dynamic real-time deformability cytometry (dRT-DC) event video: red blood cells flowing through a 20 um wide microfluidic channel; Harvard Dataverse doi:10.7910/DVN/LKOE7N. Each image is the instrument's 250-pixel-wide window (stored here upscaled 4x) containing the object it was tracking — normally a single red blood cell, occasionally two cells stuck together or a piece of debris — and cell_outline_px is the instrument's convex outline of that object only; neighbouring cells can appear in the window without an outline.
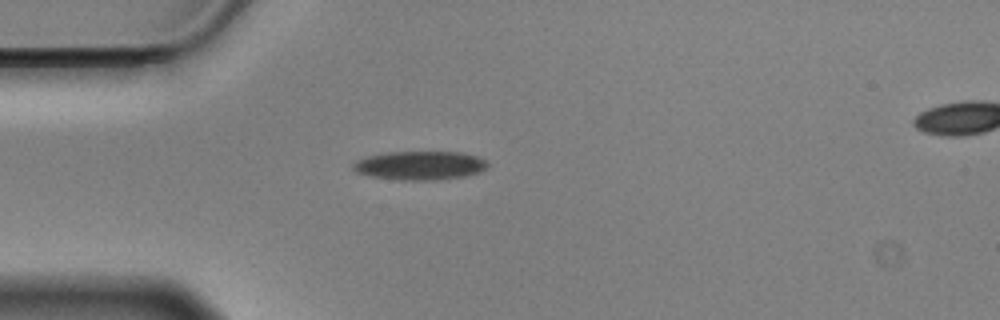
{"species": "Egyptian fruit bat (a non-hibernating species)", "species_latin": "Rousettus aegyptiacus", "temperature_condition": "cold", "stored_images_in_passage": 43, "camera_frame_rate_fps": 3000, "um_per_image_px": 0.085, "animal": {"sex": "male"}, "frame": {"image": 1, "passage_image": 1, "time_ms": 0.0, "image_size_px": [1000, 320], "cell_outline_px": [[488, 168], [480, 172], [468, 176], [436, 180], [396, 180], [372, 176], [356, 172], [352, 168], [352, 164], [356, 160], [368, 156], [388, 152], [460, 152], [476, 156], [488, 160]], "centroid_in_image_um": [35.73, 14.07], "position_along_channel_um": 49.3, "area_um2": 22.77}}
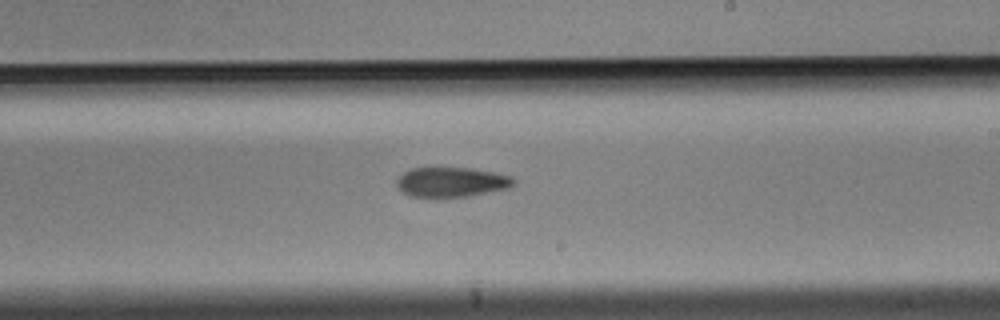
{"frame": {"image": 2, "passage_image": 19, "time_ms": 6.0, "image_size_px": [1000, 320], "cell_outline_px": [[516, 184], [508, 188], [468, 196], [436, 200], [412, 196], [404, 192], [396, 184], [396, 180], [404, 172], [412, 168], [472, 168], [512, 176], [516, 180]], "centroid_in_image_um": [38.38, 15.51], "position_along_channel_um": 250.6, "area_um2": 20.75}}
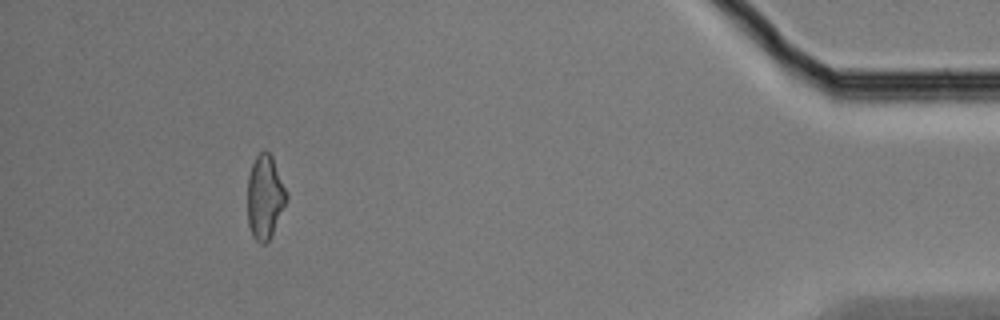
{"frame": {"image": 3, "passage_image": 38, "time_ms": 12.333, "image_size_px": [1000, 320], "cell_outline_px": [[288, 196], [272, 232], [268, 240], [264, 244], [260, 244], [252, 236], [248, 224], [248, 176], [252, 164], [256, 156], [264, 148], [272, 156], [288, 192]], "centroid_in_image_um": [22.51, 16.7], "position_along_channel_um": 412.7, "area_um2": 18.9}, "authors_computed_cell_mechanics": {"area_um2": 20.519, "velocity_mm_per_s": 3.5374, "shape_relaxation_time_tau1_ms": 4.2148, "shape_relaxation_time_tau2_ms": null, "deformation_change_tau1": 0.1269, "deformation_change_tau2": null}}